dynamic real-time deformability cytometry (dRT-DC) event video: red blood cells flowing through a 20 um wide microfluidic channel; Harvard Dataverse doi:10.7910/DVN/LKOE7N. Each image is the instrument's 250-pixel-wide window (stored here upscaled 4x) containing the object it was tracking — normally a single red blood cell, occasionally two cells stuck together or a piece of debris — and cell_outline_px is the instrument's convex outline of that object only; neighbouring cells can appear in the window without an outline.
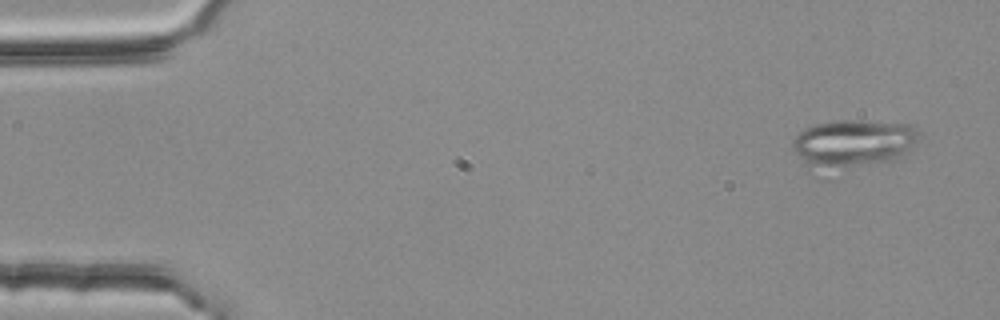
{"species": "common noctule bat (a hibernating species)", "species_latin": "Nyctalus noctula", "temperature_condition": "room temperature", "stored_images_in_passage": 5, "segment_of_instrument_passage": [2, 2], "camera_frame_rate_fps": 3000, "um_per_image_px": 0.085, "animal": {"sex": "female", "body_mass_g": 25.1}, "frame": {"image": 1, "passage_image": 5, "time_ms": 1.333, "image_size_px": [1000, 320], "cell_outline_px": [[920, 132], [916, 140], [896, 160], [836, 168], [808, 168], [796, 152], [792, 144], [792, 140], [804, 128], [816, 124], [836, 120], [848, 120], [912, 124]], "centroid_in_image_um": [72.5, 12.16], "position_along_channel_um": 12.5, "area_um2": 34.45}}